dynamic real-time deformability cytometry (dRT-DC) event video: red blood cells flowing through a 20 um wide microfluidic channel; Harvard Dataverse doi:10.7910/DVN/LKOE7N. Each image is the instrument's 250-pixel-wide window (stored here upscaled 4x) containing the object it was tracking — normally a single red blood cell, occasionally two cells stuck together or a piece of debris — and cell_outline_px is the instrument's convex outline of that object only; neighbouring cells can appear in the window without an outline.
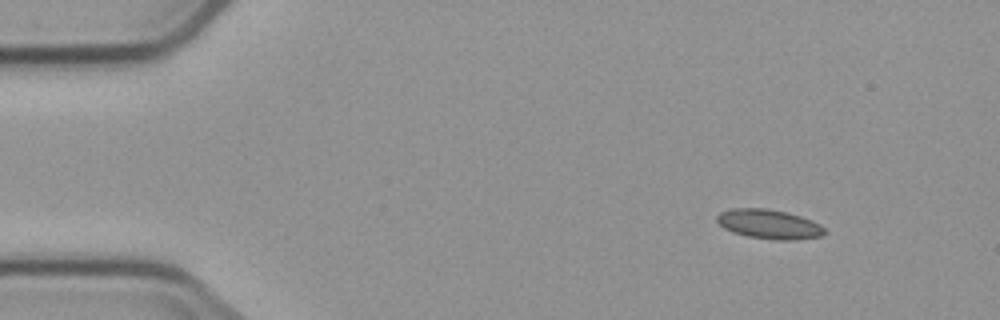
{"species": "common noctule bat (a hibernating species)", "species_latin": "Nyctalus noctula", "temperature_condition": "cold", "stored_images_in_passage": 4, "camera_frame_rate_fps": 3000, "um_per_image_px": 0.085, "animal": {"sex": "male", "body_mass_g": 23.1, "forearm_length_mm": 52.7}, "frame": {"image": 1, "passage_image": 1, "time_ms": 0.0, "image_size_px": [1000, 320], "cell_outline_px": [[824, 236], [796, 240], [776, 240], [748, 236], [732, 232], [724, 228], [716, 220], [716, 216], [720, 212], [732, 208], [768, 208], [788, 212], [812, 220], [820, 224], [824, 228]], "centroid_in_image_um": [65.38, 19.05], "position_along_channel_um": 19.6, "area_um2": 18.61}}